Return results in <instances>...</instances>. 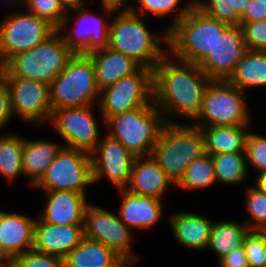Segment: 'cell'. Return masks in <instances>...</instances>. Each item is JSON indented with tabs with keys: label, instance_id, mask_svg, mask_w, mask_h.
Here are the masks:
<instances>
[{
	"label": "cell",
	"instance_id": "44dd1931",
	"mask_svg": "<svg viewBox=\"0 0 266 267\" xmlns=\"http://www.w3.org/2000/svg\"><path fill=\"white\" fill-rule=\"evenodd\" d=\"M169 216L168 225L179 246L191 251L207 250L214 221L187 211H174Z\"/></svg>",
	"mask_w": 266,
	"mask_h": 267
},
{
	"label": "cell",
	"instance_id": "836d02e7",
	"mask_svg": "<svg viewBox=\"0 0 266 267\" xmlns=\"http://www.w3.org/2000/svg\"><path fill=\"white\" fill-rule=\"evenodd\" d=\"M250 0H195V6L227 26H240V16Z\"/></svg>",
	"mask_w": 266,
	"mask_h": 267
},
{
	"label": "cell",
	"instance_id": "d590c367",
	"mask_svg": "<svg viewBox=\"0 0 266 267\" xmlns=\"http://www.w3.org/2000/svg\"><path fill=\"white\" fill-rule=\"evenodd\" d=\"M24 9L45 19L56 29L62 25L67 14L60 0H25Z\"/></svg>",
	"mask_w": 266,
	"mask_h": 267
},
{
	"label": "cell",
	"instance_id": "6da1fadb",
	"mask_svg": "<svg viewBox=\"0 0 266 267\" xmlns=\"http://www.w3.org/2000/svg\"><path fill=\"white\" fill-rule=\"evenodd\" d=\"M210 81L198 64L167 53L153 69V102L165 122L194 126L200 120L204 92Z\"/></svg>",
	"mask_w": 266,
	"mask_h": 267
},
{
	"label": "cell",
	"instance_id": "52a82bcc",
	"mask_svg": "<svg viewBox=\"0 0 266 267\" xmlns=\"http://www.w3.org/2000/svg\"><path fill=\"white\" fill-rule=\"evenodd\" d=\"M100 91L92 60L87 55L75 54L49 85L52 111L98 105Z\"/></svg>",
	"mask_w": 266,
	"mask_h": 267
},
{
	"label": "cell",
	"instance_id": "603a6c76",
	"mask_svg": "<svg viewBox=\"0 0 266 267\" xmlns=\"http://www.w3.org/2000/svg\"><path fill=\"white\" fill-rule=\"evenodd\" d=\"M36 218L0 210V244L12 258L33 249Z\"/></svg>",
	"mask_w": 266,
	"mask_h": 267
},
{
	"label": "cell",
	"instance_id": "7c38bea8",
	"mask_svg": "<svg viewBox=\"0 0 266 267\" xmlns=\"http://www.w3.org/2000/svg\"><path fill=\"white\" fill-rule=\"evenodd\" d=\"M153 70L142 67L100 91L98 111L102 123L112 116L153 105Z\"/></svg>",
	"mask_w": 266,
	"mask_h": 267
},
{
	"label": "cell",
	"instance_id": "7402d4cb",
	"mask_svg": "<svg viewBox=\"0 0 266 267\" xmlns=\"http://www.w3.org/2000/svg\"><path fill=\"white\" fill-rule=\"evenodd\" d=\"M171 185L175 184L150 155L135 158L130 182L125 189L132 194L163 200Z\"/></svg>",
	"mask_w": 266,
	"mask_h": 267
},
{
	"label": "cell",
	"instance_id": "5bb4252c",
	"mask_svg": "<svg viewBox=\"0 0 266 267\" xmlns=\"http://www.w3.org/2000/svg\"><path fill=\"white\" fill-rule=\"evenodd\" d=\"M8 85L13 116L37 128L47 125L52 115L49 85L17 76H2Z\"/></svg>",
	"mask_w": 266,
	"mask_h": 267
},
{
	"label": "cell",
	"instance_id": "ee69618b",
	"mask_svg": "<svg viewBox=\"0 0 266 267\" xmlns=\"http://www.w3.org/2000/svg\"><path fill=\"white\" fill-rule=\"evenodd\" d=\"M128 0H100L101 9L109 10L113 13L129 12L134 8V4L127 3ZM127 4V5H126Z\"/></svg>",
	"mask_w": 266,
	"mask_h": 267
},
{
	"label": "cell",
	"instance_id": "e0dca14e",
	"mask_svg": "<svg viewBox=\"0 0 266 267\" xmlns=\"http://www.w3.org/2000/svg\"><path fill=\"white\" fill-rule=\"evenodd\" d=\"M246 51L241 27L227 26L198 66L211 80H227Z\"/></svg>",
	"mask_w": 266,
	"mask_h": 267
},
{
	"label": "cell",
	"instance_id": "681fc988",
	"mask_svg": "<svg viewBox=\"0 0 266 267\" xmlns=\"http://www.w3.org/2000/svg\"><path fill=\"white\" fill-rule=\"evenodd\" d=\"M3 1V0H2ZM1 3V2H0ZM7 3V5H13V7H17L21 8V10H24V4H25V0H5V4Z\"/></svg>",
	"mask_w": 266,
	"mask_h": 267
},
{
	"label": "cell",
	"instance_id": "c3c4849f",
	"mask_svg": "<svg viewBox=\"0 0 266 267\" xmlns=\"http://www.w3.org/2000/svg\"><path fill=\"white\" fill-rule=\"evenodd\" d=\"M137 262L132 259L120 257L112 266L110 267H136Z\"/></svg>",
	"mask_w": 266,
	"mask_h": 267
},
{
	"label": "cell",
	"instance_id": "4dcf8cb0",
	"mask_svg": "<svg viewBox=\"0 0 266 267\" xmlns=\"http://www.w3.org/2000/svg\"><path fill=\"white\" fill-rule=\"evenodd\" d=\"M137 4L134 6L133 12L145 18L150 16H157L159 18L171 17L172 22L169 25L164 26V29L168 32L174 27L182 18H184L188 12L195 6V0H134ZM185 1V2H183ZM184 4H183V3ZM136 7V8H135ZM173 16V17H172Z\"/></svg>",
	"mask_w": 266,
	"mask_h": 267
},
{
	"label": "cell",
	"instance_id": "30bf717a",
	"mask_svg": "<svg viewBox=\"0 0 266 267\" xmlns=\"http://www.w3.org/2000/svg\"><path fill=\"white\" fill-rule=\"evenodd\" d=\"M56 30L48 21L25 9L15 12L10 8L0 21V68L13 56L46 40Z\"/></svg>",
	"mask_w": 266,
	"mask_h": 267
},
{
	"label": "cell",
	"instance_id": "ac0fdd59",
	"mask_svg": "<svg viewBox=\"0 0 266 267\" xmlns=\"http://www.w3.org/2000/svg\"><path fill=\"white\" fill-rule=\"evenodd\" d=\"M43 193L46 204L38 214L43 222L53 225H84L89 205L86 194L67 190Z\"/></svg>",
	"mask_w": 266,
	"mask_h": 267
},
{
	"label": "cell",
	"instance_id": "74e56055",
	"mask_svg": "<svg viewBox=\"0 0 266 267\" xmlns=\"http://www.w3.org/2000/svg\"><path fill=\"white\" fill-rule=\"evenodd\" d=\"M11 267H63V259L57 255L32 249L12 257Z\"/></svg>",
	"mask_w": 266,
	"mask_h": 267
},
{
	"label": "cell",
	"instance_id": "ab89813d",
	"mask_svg": "<svg viewBox=\"0 0 266 267\" xmlns=\"http://www.w3.org/2000/svg\"><path fill=\"white\" fill-rule=\"evenodd\" d=\"M247 50L266 51V20L240 26Z\"/></svg>",
	"mask_w": 266,
	"mask_h": 267
},
{
	"label": "cell",
	"instance_id": "8992f818",
	"mask_svg": "<svg viewBox=\"0 0 266 267\" xmlns=\"http://www.w3.org/2000/svg\"><path fill=\"white\" fill-rule=\"evenodd\" d=\"M226 27L194 6L168 31V53L178 60L198 64Z\"/></svg>",
	"mask_w": 266,
	"mask_h": 267
},
{
	"label": "cell",
	"instance_id": "e575fe53",
	"mask_svg": "<svg viewBox=\"0 0 266 267\" xmlns=\"http://www.w3.org/2000/svg\"><path fill=\"white\" fill-rule=\"evenodd\" d=\"M244 199L246 212L249 219L243 220V223L250 230H257L266 226V194L259 191L254 186H244ZM245 221V222H244Z\"/></svg>",
	"mask_w": 266,
	"mask_h": 267
},
{
	"label": "cell",
	"instance_id": "b9f144b4",
	"mask_svg": "<svg viewBox=\"0 0 266 267\" xmlns=\"http://www.w3.org/2000/svg\"><path fill=\"white\" fill-rule=\"evenodd\" d=\"M218 267H250L244 245L235 248L218 261Z\"/></svg>",
	"mask_w": 266,
	"mask_h": 267
},
{
	"label": "cell",
	"instance_id": "d4e9b609",
	"mask_svg": "<svg viewBox=\"0 0 266 267\" xmlns=\"http://www.w3.org/2000/svg\"><path fill=\"white\" fill-rule=\"evenodd\" d=\"M62 146V142L24 138L22 167L29 187L32 188L41 179Z\"/></svg>",
	"mask_w": 266,
	"mask_h": 267
},
{
	"label": "cell",
	"instance_id": "1f68e13d",
	"mask_svg": "<svg viewBox=\"0 0 266 267\" xmlns=\"http://www.w3.org/2000/svg\"><path fill=\"white\" fill-rule=\"evenodd\" d=\"M214 163L216 181L221 185H241L249 179L245 152H229L211 155Z\"/></svg>",
	"mask_w": 266,
	"mask_h": 267
},
{
	"label": "cell",
	"instance_id": "5b68a950",
	"mask_svg": "<svg viewBox=\"0 0 266 267\" xmlns=\"http://www.w3.org/2000/svg\"><path fill=\"white\" fill-rule=\"evenodd\" d=\"M165 124L162 112L154 103L109 117L103 126L106 134L120 141L136 157H141L151 155Z\"/></svg>",
	"mask_w": 266,
	"mask_h": 267
},
{
	"label": "cell",
	"instance_id": "9c48e42d",
	"mask_svg": "<svg viewBox=\"0 0 266 267\" xmlns=\"http://www.w3.org/2000/svg\"><path fill=\"white\" fill-rule=\"evenodd\" d=\"M93 185L92 155L62 146L32 189L42 192L67 190L87 195V188Z\"/></svg>",
	"mask_w": 266,
	"mask_h": 267
},
{
	"label": "cell",
	"instance_id": "f6af8a7d",
	"mask_svg": "<svg viewBox=\"0 0 266 267\" xmlns=\"http://www.w3.org/2000/svg\"><path fill=\"white\" fill-rule=\"evenodd\" d=\"M254 177H256L254 187L266 194V171L257 173Z\"/></svg>",
	"mask_w": 266,
	"mask_h": 267
},
{
	"label": "cell",
	"instance_id": "f546056e",
	"mask_svg": "<svg viewBox=\"0 0 266 267\" xmlns=\"http://www.w3.org/2000/svg\"><path fill=\"white\" fill-rule=\"evenodd\" d=\"M23 146L24 137H21L16 132L0 135V175L10 185L17 178L25 177L22 167Z\"/></svg>",
	"mask_w": 266,
	"mask_h": 267
},
{
	"label": "cell",
	"instance_id": "f35d334b",
	"mask_svg": "<svg viewBox=\"0 0 266 267\" xmlns=\"http://www.w3.org/2000/svg\"><path fill=\"white\" fill-rule=\"evenodd\" d=\"M243 245L250 267H266V248L262 236L256 230H250Z\"/></svg>",
	"mask_w": 266,
	"mask_h": 267
},
{
	"label": "cell",
	"instance_id": "cb8c5ba5",
	"mask_svg": "<svg viewBox=\"0 0 266 267\" xmlns=\"http://www.w3.org/2000/svg\"><path fill=\"white\" fill-rule=\"evenodd\" d=\"M87 56L94 65L95 79L100 90L142 68L134 59L109 47L93 51Z\"/></svg>",
	"mask_w": 266,
	"mask_h": 267
},
{
	"label": "cell",
	"instance_id": "f907efd6",
	"mask_svg": "<svg viewBox=\"0 0 266 267\" xmlns=\"http://www.w3.org/2000/svg\"><path fill=\"white\" fill-rule=\"evenodd\" d=\"M263 238V242L266 248V226L261 227L259 229L256 230Z\"/></svg>",
	"mask_w": 266,
	"mask_h": 267
},
{
	"label": "cell",
	"instance_id": "8d00e7d4",
	"mask_svg": "<svg viewBox=\"0 0 266 267\" xmlns=\"http://www.w3.org/2000/svg\"><path fill=\"white\" fill-rule=\"evenodd\" d=\"M245 153L248 171L250 169L256 170L257 173L266 171V135H260L250 130L246 140Z\"/></svg>",
	"mask_w": 266,
	"mask_h": 267
},
{
	"label": "cell",
	"instance_id": "4316f807",
	"mask_svg": "<svg viewBox=\"0 0 266 267\" xmlns=\"http://www.w3.org/2000/svg\"><path fill=\"white\" fill-rule=\"evenodd\" d=\"M227 80L245 93L266 89V51L247 50Z\"/></svg>",
	"mask_w": 266,
	"mask_h": 267
},
{
	"label": "cell",
	"instance_id": "7a4b0ae2",
	"mask_svg": "<svg viewBox=\"0 0 266 267\" xmlns=\"http://www.w3.org/2000/svg\"><path fill=\"white\" fill-rule=\"evenodd\" d=\"M147 21L133 11L113 13L108 47L153 70L168 53V32L163 28L159 35L154 34Z\"/></svg>",
	"mask_w": 266,
	"mask_h": 267
},
{
	"label": "cell",
	"instance_id": "816d5d0a",
	"mask_svg": "<svg viewBox=\"0 0 266 267\" xmlns=\"http://www.w3.org/2000/svg\"><path fill=\"white\" fill-rule=\"evenodd\" d=\"M258 4L266 6V0H257Z\"/></svg>",
	"mask_w": 266,
	"mask_h": 267
},
{
	"label": "cell",
	"instance_id": "ba28073f",
	"mask_svg": "<svg viewBox=\"0 0 266 267\" xmlns=\"http://www.w3.org/2000/svg\"><path fill=\"white\" fill-rule=\"evenodd\" d=\"M245 92L228 80H211L204 92L200 120L194 127L252 124Z\"/></svg>",
	"mask_w": 266,
	"mask_h": 267
},
{
	"label": "cell",
	"instance_id": "2e32d148",
	"mask_svg": "<svg viewBox=\"0 0 266 267\" xmlns=\"http://www.w3.org/2000/svg\"><path fill=\"white\" fill-rule=\"evenodd\" d=\"M91 155L94 185L107 179L116 189L128 186L136 156L120 141L105 134Z\"/></svg>",
	"mask_w": 266,
	"mask_h": 267
},
{
	"label": "cell",
	"instance_id": "d6a6232c",
	"mask_svg": "<svg viewBox=\"0 0 266 267\" xmlns=\"http://www.w3.org/2000/svg\"><path fill=\"white\" fill-rule=\"evenodd\" d=\"M217 184L212 156L204 154L194 160L184 172L180 181L175 185L184 190H202Z\"/></svg>",
	"mask_w": 266,
	"mask_h": 267
},
{
	"label": "cell",
	"instance_id": "3957f363",
	"mask_svg": "<svg viewBox=\"0 0 266 267\" xmlns=\"http://www.w3.org/2000/svg\"><path fill=\"white\" fill-rule=\"evenodd\" d=\"M74 55L56 30L34 48L13 56L0 68V75L24 77L50 85Z\"/></svg>",
	"mask_w": 266,
	"mask_h": 267
},
{
	"label": "cell",
	"instance_id": "f1b7e54d",
	"mask_svg": "<svg viewBox=\"0 0 266 267\" xmlns=\"http://www.w3.org/2000/svg\"><path fill=\"white\" fill-rule=\"evenodd\" d=\"M249 231L250 229L244 223L238 221H214L207 250L211 249L219 261L229 252L243 245Z\"/></svg>",
	"mask_w": 266,
	"mask_h": 267
},
{
	"label": "cell",
	"instance_id": "484cf974",
	"mask_svg": "<svg viewBox=\"0 0 266 267\" xmlns=\"http://www.w3.org/2000/svg\"><path fill=\"white\" fill-rule=\"evenodd\" d=\"M251 125H222L200 128L204 138L205 154L218 155L229 152H245Z\"/></svg>",
	"mask_w": 266,
	"mask_h": 267
},
{
	"label": "cell",
	"instance_id": "83f0119b",
	"mask_svg": "<svg viewBox=\"0 0 266 267\" xmlns=\"http://www.w3.org/2000/svg\"><path fill=\"white\" fill-rule=\"evenodd\" d=\"M119 258L109 247L84 237L81 243L63 258V267H110Z\"/></svg>",
	"mask_w": 266,
	"mask_h": 267
},
{
	"label": "cell",
	"instance_id": "277c9868",
	"mask_svg": "<svg viewBox=\"0 0 266 267\" xmlns=\"http://www.w3.org/2000/svg\"><path fill=\"white\" fill-rule=\"evenodd\" d=\"M205 154L204 138L194 126L166 123L161 129L151 156L176 185L188 165Z\"/></svg>",
	"mask_w": 266,
	"mask_h": 267
},
{
	"label": "cell",
	"instance_id": "d6986e66",
	"mask_svg": "<svg viewBox=\"0 0 266 267\" xmlns=\"http://www.w3.org/2000/svg\"><path fill=\"white\" fill-rule=\"evenodd\" d=\"M85 237L84 225H53L38 216L34 227L33 249L62 259Z\"/></svg>",
	"mask_w": 266,
	"mask_h": 267
},
{
	"label": "cell",
	"instance_id": "8fae6325",
	"mask_svg": "<svg viewBox=\"0 0 266 267\" xmlns=\"http://www.w3.org/2000/svg\"><path fill=\"white\" fill-rule=\"evenodd\" d=\"M101 11L103 17L101 14L99 17L97 12L93 13L88 6L67 10L66 17L57 30L62 34L65 44L75 54L88 55L93 51L108 47L109 20L113 12L105 9ZM72 22H74L73 28L70 26Z\"/></svg>",
	"mask_w": 266,
	"mask_h": 267
},
{
	"label": "cell",
	"instance_id": "7dc6e473",
	"mask_svg": "<svg viewBox=\"0 0 266 267\" xmlns=\"http://www.w3.org/2000/svg\"><path fill=\"white\" fill-rule=\"evenodd\" d=\"M12 258L0 244V267H11Z\"/></svg>",
	"mask_w": 266,
	"mask_h": 267
},
{
	"label": "cell",
	"instance_id": "ffe728a7",
	"mask_svg": "<svg viewBox=\"0 0 266 267\" xmlns=\"http://www.w3.org/2000/svg\"><path fill=\"white\" fill-rule=\"evenodd\" d=\"M121 196L119 219L132 231L150 230L163 217L161 199L132 194L126 189H117Z\"/></svg>",
	"mask_w": 266,
	"mask_h": 267
},
{
	"label": "cell",
	"instance_id": "9a60e30c",
	"mask_svg": "<svg viewBox=\"0 0 266 267\" xmlns=\"http://www.w3.org/2000/svg\"><path fill=\"white\" fill-rule=\"evenodd\" d=\"M85 237L98 241L112 249L117 255L138 262L133 253V231L113 212L99 205L89 203L84 219Z\"/></svg>",
	"mask_w": 266,
	"mask_h": 267
},
{
	"label": "cell",
	"instance_id": "60d3db41",
	"mask_svg": "<svg viewBox=\"0 0 266 267\" xmlns=\"http://www.w3.org/2000/svg\"><path fill=\"white\" fill-rule=\"evenodd\" d=\"M13 113L11 110L10 93L6 80L0 75V133H8L6 130L7 124L13 120ZM3 129V130H2Z\"/></svg>",
	"mask_w": 266,
	"mask_h": 267
},
{
	"label": "cell",
	"instance_id": "4fadbf2b",
	"mask_svg": "<svg viewBox=\"0 0 266 267\" xmlns=\"http://www.w3.org/2000/svg\"><path fill=\"white\" fill-rule=\"evenodd\" d=\"M95 108L98 105L55 109L48 125L60 136L63 146L92 154L102 135L93 112Z\"/></svg>",
	"mask_w": 266,
	"mask_h": 267
},
{
	"label": "cell",
	"instance_id": "7bdbcfd3",
	"mask_svg": "<svg viewBox=\"0 0 266 267\" xmlns=\"http://www.w3.org/2000/svg\"><path fill=\"white\" fill-rule=\"evenodd\" d=\"M262 20H266V6L258 4L257 0H250L240 16V26Z\"/></svg>",
	"mask_w": 266,
	"mask_h": 267
},
{
	"label": "cell",
	"instance_id": "bcb514c9",
	"mask_svg": "<svg viewBox=\"0 0 266 267\" xmlns=\"http://www.w3.org/2000/svg\"><path fill=\"white\" fill-rule=\"evenodd\" d=\"M66 10L87 6L86 0H60Z\"/></svg>",
	"mask_w": 266,
	"mask_h": 267
}]
</instances>
